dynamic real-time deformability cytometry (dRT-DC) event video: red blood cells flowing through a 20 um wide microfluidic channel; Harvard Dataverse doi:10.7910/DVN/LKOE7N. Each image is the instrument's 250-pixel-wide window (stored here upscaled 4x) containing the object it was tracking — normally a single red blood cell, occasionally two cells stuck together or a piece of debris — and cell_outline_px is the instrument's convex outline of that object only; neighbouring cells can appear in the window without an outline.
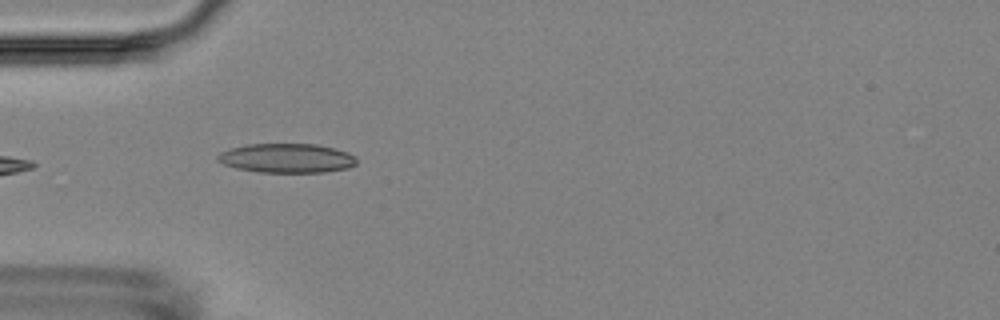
{"species": "Egyptian fruit bat (a non-hibernating species)", "species_latin": "Rousettus aegyptiacus", "temperature_condition": "room temperature", "stored_images_in_passage": 4, "camera_frame_rate_fps": 3000, "um_per_image_px": 0.085, "animal": {"sex": "female"}, "frame": {"image": 1, "passage_image": 3, "time_ms": 2.333, "image_size_px": [1000, 320], "cell_outline_px": [[356, 164], [348, 168], [324, 172], [260, 172], [236, 168], [224, 164], [216, 160], [216, 156], [220, 152], [228, 148], [244, 144], [316, 144], [348, 152], [356, 156]], "centroid_in_image_um": [24.34, 13.44], "position_along_channel_um": 60.7, "area_um2": 23.81}}